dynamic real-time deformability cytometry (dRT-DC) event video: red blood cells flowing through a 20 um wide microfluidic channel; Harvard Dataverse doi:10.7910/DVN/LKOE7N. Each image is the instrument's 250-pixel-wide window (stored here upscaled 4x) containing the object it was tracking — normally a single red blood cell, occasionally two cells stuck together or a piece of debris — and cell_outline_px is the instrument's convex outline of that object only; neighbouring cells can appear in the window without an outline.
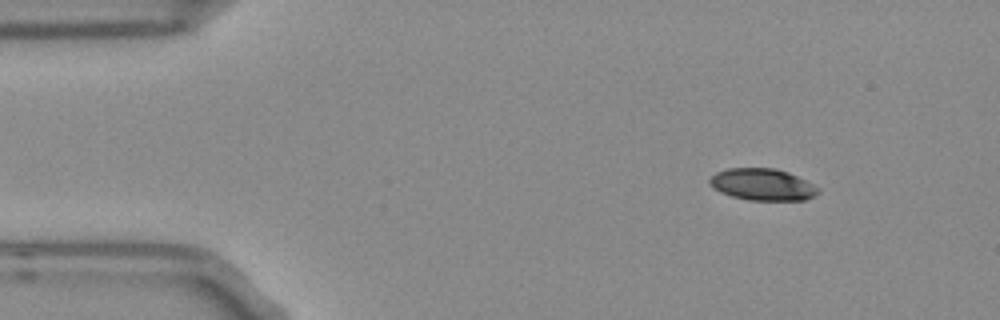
{"species": "Egyptian fruit bat (a non-hibernating species)", "species_latin": "Rousettus aegyptiacus", "temperature_condition": "room temperature", "stored_images_in_passage": 48, "camera_frame_rate_fps": 3000, "um_per_image_px": 0.085, "frame": {"image": 1, "passage_image": 1, "time_ms": 0.0, "image_size_px": [1000, 320], "cell_outline_px": [[820, 192], [804, 200], [748, 200], [732, 196], [720, 192], [712, 188], [708, 180], [716, 172], [728, 168], [776, 168], [788, 172], [820, 188]], "centroid_in_image_um": [64.79, 15.68], "position_along_channel_um": 20.2, "area_um2": 20.06}}
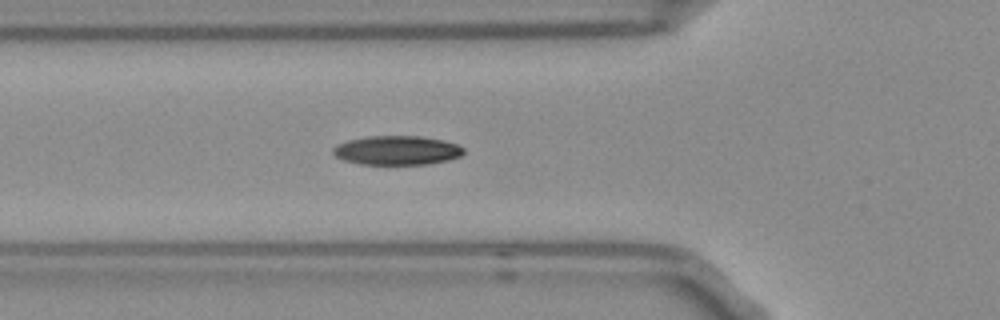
{"frame": {"image": 2, "passage_image": 13, "time_ms": 4.0, "image_size_px": [1000, 320], "cell_outline_px": [[464, 152], [460, 156], [448, 160], [428, 164], [360, 164], [344, 160], [336, 156], [332, 152], [332, 148], [336, 144], [348, 140], [368, 136], [420, 136], [444, 140], [456, 144], [464, 148]], "centroid_in_image_um": [33.73, 12.77], "position_along_channel_um": 92.1, "area_um2": 22.2}}
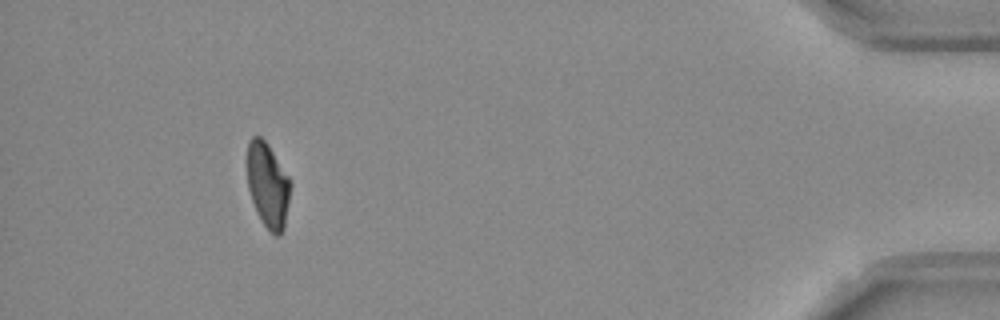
{"frame": {"image": 3, "passage_image": 44, "time_ms": 14.333, "image_size_px": [1000, 320], "cell_outline_px": [[292, 184], [284, 228], [276, 236], [260, 220], [256, 212], [248, 188], [248, 144], [252, 136], [260, 136], [268, 144], [288, 176]], "centroid_in_image_um": [22.78, 15.73], "position_along_channel_um": 412.4, "area_um2": 21.15}, "authors_computed_cell_mechanics": {"area_um2": 22.0218, "velocity_mm_per_s": 3.7497, "shape_relaxation_time_tau1_ms": 6.248, "shape_relaxation_time_tau2_ms": 5.6165, "deformation_change_tau1": 0.1619, "deformation_change_tau2": 0.1152}}